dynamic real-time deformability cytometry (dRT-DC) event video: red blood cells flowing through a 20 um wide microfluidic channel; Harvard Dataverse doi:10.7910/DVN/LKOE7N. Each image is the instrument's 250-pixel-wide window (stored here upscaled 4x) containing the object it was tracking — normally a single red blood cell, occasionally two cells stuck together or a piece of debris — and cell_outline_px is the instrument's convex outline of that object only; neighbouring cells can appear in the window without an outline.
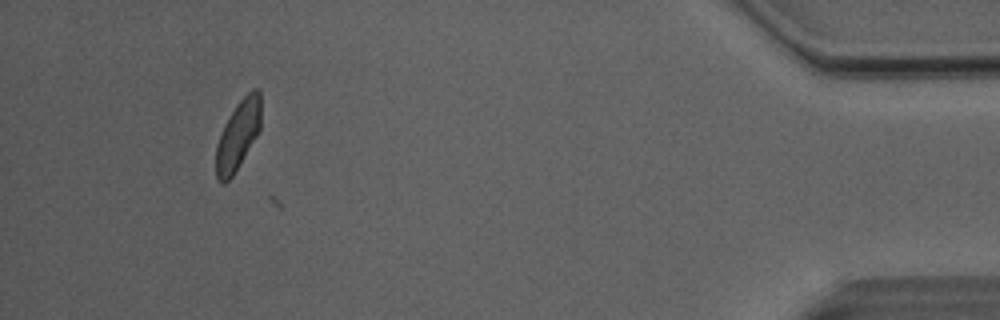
{"species": "Egyptian fruit bat (a non-hibernating species)", "species_latin": "Rousettus aegyptiacus", "temperature_condition": "room temperature", "stored_images_in_passage": 46, "camera_frame_rate_fps": 3000, "um_per_image_px": 0.085, "animal": {"sex": "male"}, "frame": {"image": 1, "passage_image": 42, "time_ms": 13.667, "image_size_px": [1000, 320], "cell_outline_px": [[260, 128], [256, 136], [232, 176], [224, 184], [220, 184], [216, 176], [216, 144], [224, 124], [236, 104], [252, 88], [260, 88]], "centroid_in_image_um": [20.21, 11.47], "position_along_channel_um": 415.0, "area_um2": 17.98}}